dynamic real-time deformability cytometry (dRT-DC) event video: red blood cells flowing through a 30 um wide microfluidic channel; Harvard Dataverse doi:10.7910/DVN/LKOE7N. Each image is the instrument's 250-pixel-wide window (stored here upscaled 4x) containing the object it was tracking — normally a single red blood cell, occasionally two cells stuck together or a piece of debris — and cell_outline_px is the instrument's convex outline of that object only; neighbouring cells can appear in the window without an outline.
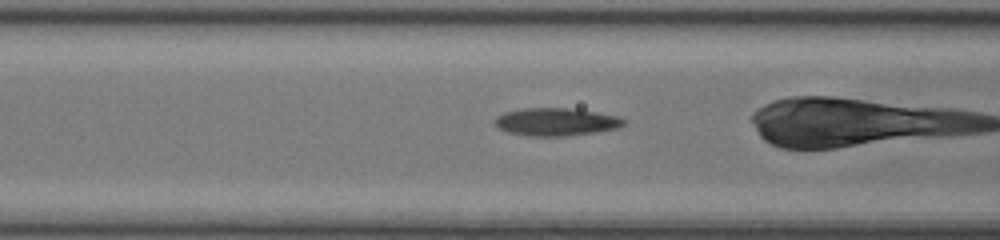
{"species": "common noctule bat (a hibernating species)", "species_latin": "Nyctalus noctula", "temperature_condition": "room temperature", "stored_images_in_passage": 13, "camera_frame_rate_fps": 3000, "um_per_image_px": 0.085, "animal": {"sex": "female", "body_mass_g": 17.0, "forearm_length_mm": 48.0}, "frame": {"image": 1, "passage_image": 8, "time_ms": 2.333, "image_size_px": [1000, 240], "cell_outline_px": [[624, 124], [620, 128], [596, 132], [564, 136], [528, 136], [508, 132], [496, 128], [496, 116], [504, 112], [524, 108], [576, 108], [616, 116], [624, 120]], "centroid_in_image_um": [47.25, 10.36], "position_along_channel_um": 119.4, "area_um2": 20.92}}